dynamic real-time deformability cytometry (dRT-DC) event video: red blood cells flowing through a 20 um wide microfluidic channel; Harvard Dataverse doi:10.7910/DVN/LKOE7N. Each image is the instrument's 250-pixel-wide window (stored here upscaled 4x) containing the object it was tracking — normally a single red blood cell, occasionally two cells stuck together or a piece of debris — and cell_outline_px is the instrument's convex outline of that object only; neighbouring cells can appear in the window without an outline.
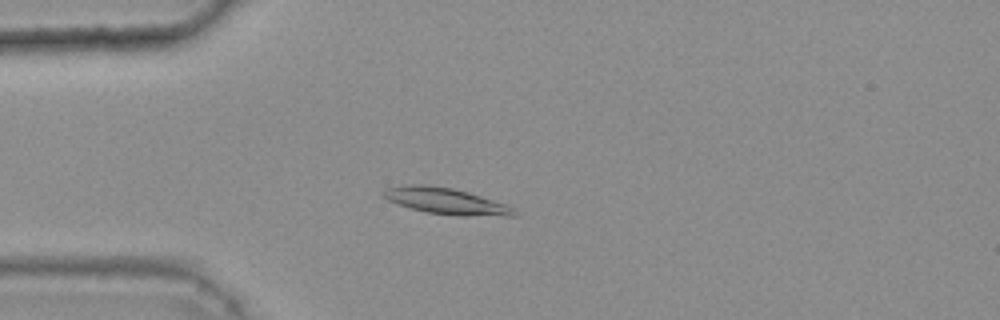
{"species": "common noctule bat (a hibernating species)", "species_latin": "Nyctalus noctula", "temperature_condition": "warm", "stored_images_in_passage": 45, "camera_frame_rate_fps": 3000, "um_per_image_px": 0.085, "animal": {"sex": "female", "body_mass_g": 25.1}, "frame": {"image": 1, "passage_image": 14, "time_ms": 4.333, "image_size_px": [1000, 320], "cell_outline_px": [[520, 216], [460, 216], [428, 212], [396, 204], [380, 196], [380, 192], [388, 188], [408, 184], [428, 184], [452, 188], [468, 192], [508, 204]], "centroid_in_image_um": [37.91, 17.09], "position_along_channel_um": 47.1, "area_um2": 20.23}}
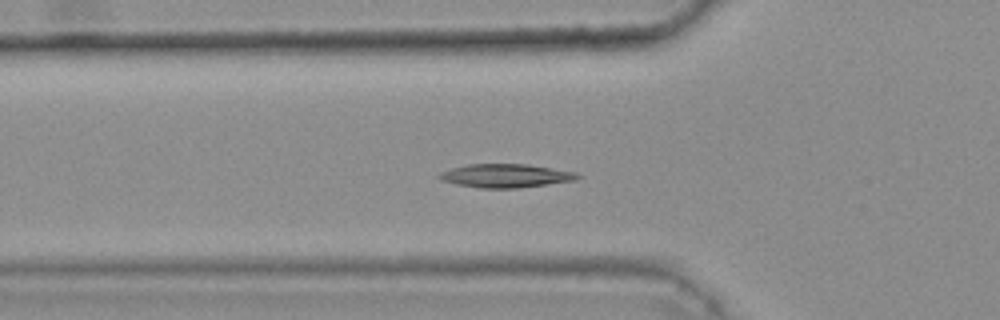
{"frame": {"image": 2, "passage_image": 18, "time_ms": 5.667, "image_size_px": [1000, 320], "cell_outline_px": [[580, 176], [576, 180], [520, 188], [480, 188], [456, 184], [440, 180], [436, 176], [440, 172], [452, 168], [468, 164], [528, 164], [576, 172]], "centroid_in_image_um": [42.96, 14.94], "position_along_channel_um": 82.8, "area_um2": 19.02}}
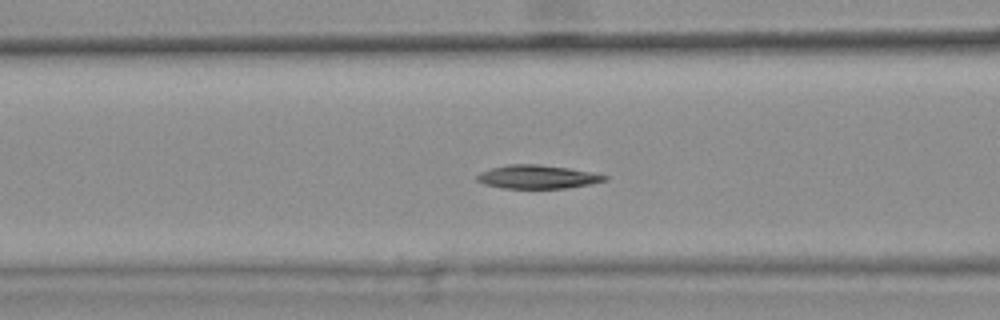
{"frame": {"image": 3, "passage_image": 21, "time_ms": 6.667, "image_size_px": [1000, 320], "cell_outline_px": [[608, 180], [592, 184], [564, 188], [500, 188], [484, 184], [476, 180], [476, 176], [480, 172], [492, 168], [508, 164], [540, 164], [568, 168], [608, 176]], "centroid_in_image_um": [45.65, 15.03], "position_along_channel_um": 120.9, "area_um2": 17.46}}